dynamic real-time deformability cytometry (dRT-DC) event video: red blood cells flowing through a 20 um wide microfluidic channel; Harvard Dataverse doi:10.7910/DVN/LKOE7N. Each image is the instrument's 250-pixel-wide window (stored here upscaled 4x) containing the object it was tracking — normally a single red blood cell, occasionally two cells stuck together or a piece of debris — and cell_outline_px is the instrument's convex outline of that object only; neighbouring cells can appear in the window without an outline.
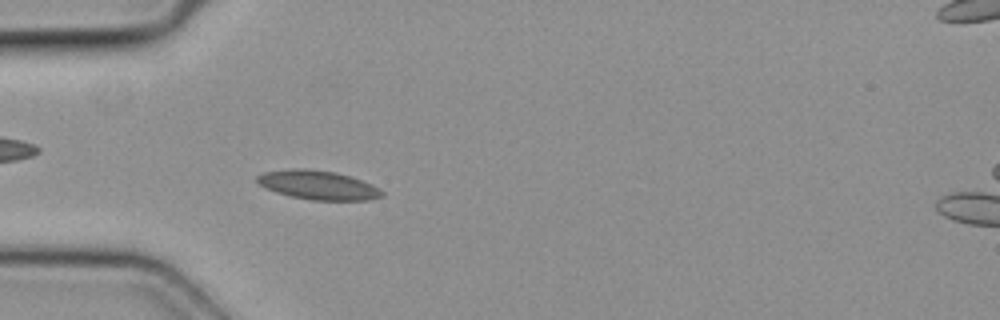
{"species": "common noctule bat (a hibernating species)", "species_latin": "Nyctalus noctula", "temperature_condition": "cold", "stored_images_in_passage": 49, "camera_frame_rate_fps": 3000, "um_per_image_px": 0.085, "animal": {"sex": "female", "body_mass_g": 19.3, "forearm_length_mm": 54.1}, "frame": {"image": 1, "passage_image": 15, "time_ms": 4.667, "image_size_px": [1000, 320], "cell_outline_px": [[384, 196], [368, 200], [312, 200], [292, 196], [276, 192], [264, 188], [256, 180], [256, 176], [264, 172], [296, 168], [304, 168], [336, 172], [352, 176], [372, 184], [380, 188], [384, 192]], "centroid_in_image_um": [27.07, 15.72], "position_along_channel_um": 57.9, "area_um2": 21.21}}
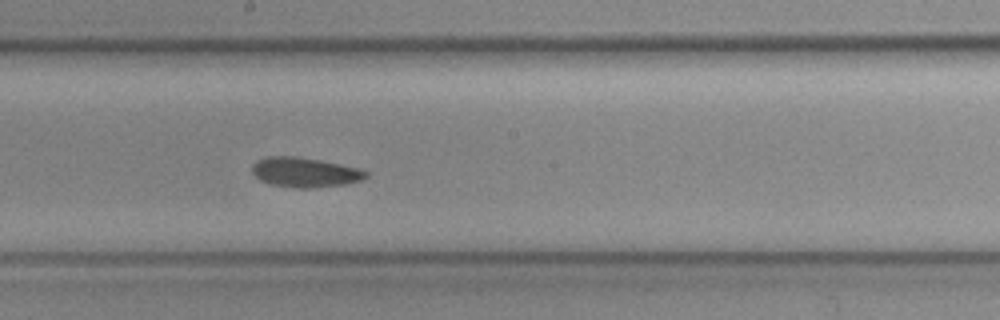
{"frame": {"image": 2, "passage_image": 27, "time_ms": 8.667, "image_size_px": [1000, 320], "cell_outline_px": [[368, 176], [360, 180], [348, 184], [312, 188], [296, 188], [268, 184], [260, 180], [252, 172], [252, 164], [256, 160], [264, 156], [296, 156], [320, 160], [360, 168], [368, 172]], "centroid_in_image_um": [25.9, 14.64], "position_along_channel_um": 222.3, "area_um2": 20.0}}
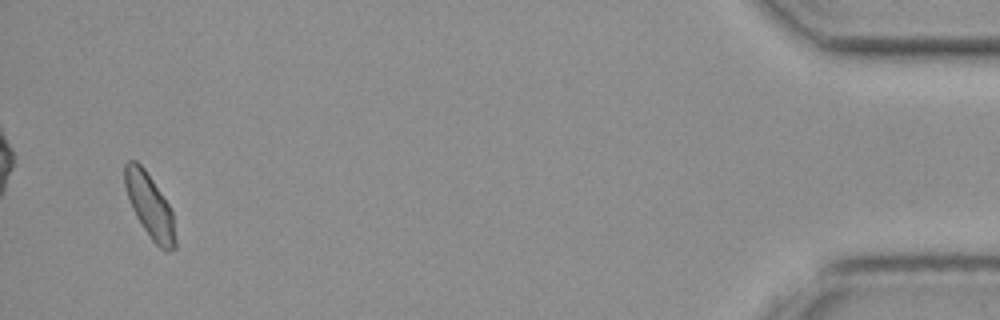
{"frame": {"image": 3, "passage_image": 47, "time_ms": 15.333, "image_size_px": [1000, 320], "cell_outline_px": [[176, 248], [168, 252], [164, 252], [152, 240], [136, 216], [132, 208], [124, 184], [124, 164], [128, 160], [136, 160], [144, 168], [168, 204], [172, 212], [176, 240]], "centroid_in_image_um": [12.73, 17.51], "position_along_channel_um": 422.5, "area_um2": 18.67}}